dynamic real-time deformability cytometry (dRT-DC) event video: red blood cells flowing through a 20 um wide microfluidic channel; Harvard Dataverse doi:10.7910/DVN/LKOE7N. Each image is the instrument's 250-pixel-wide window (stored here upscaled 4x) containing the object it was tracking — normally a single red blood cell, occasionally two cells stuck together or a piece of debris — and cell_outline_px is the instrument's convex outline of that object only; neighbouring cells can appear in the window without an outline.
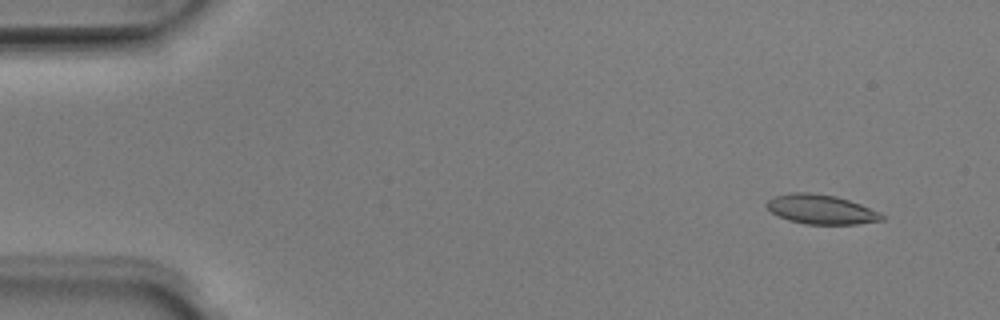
{"species": "Egyptian fruit bat (a non-hibernating species)", "species_latin": "Rousettus aegyptiacus", "temperature_condition": "room temperature", "stored_images_in_passage": 15, "camera_frame_rate_fps": 3000, "um_per_image_px": 0.085, "animal": {"sex": "male"}, "frame": {"image": 1, "passage_image": 4, "time_ms": 1.0, "image_size_px": [1000, 320], "cell_outline_px": [[884, 220], [856, 224], [808, 224], [788, 220], [772, 212], [764, 204], [772, 196], [788, 192], [808, 192], [836, 196], [860, 204], [880, 212], [884, 216]], "centroid_in_image_um": [69.77, 17.78], "position_along_channel_um": 15.2, "area_um2": 19.77}}